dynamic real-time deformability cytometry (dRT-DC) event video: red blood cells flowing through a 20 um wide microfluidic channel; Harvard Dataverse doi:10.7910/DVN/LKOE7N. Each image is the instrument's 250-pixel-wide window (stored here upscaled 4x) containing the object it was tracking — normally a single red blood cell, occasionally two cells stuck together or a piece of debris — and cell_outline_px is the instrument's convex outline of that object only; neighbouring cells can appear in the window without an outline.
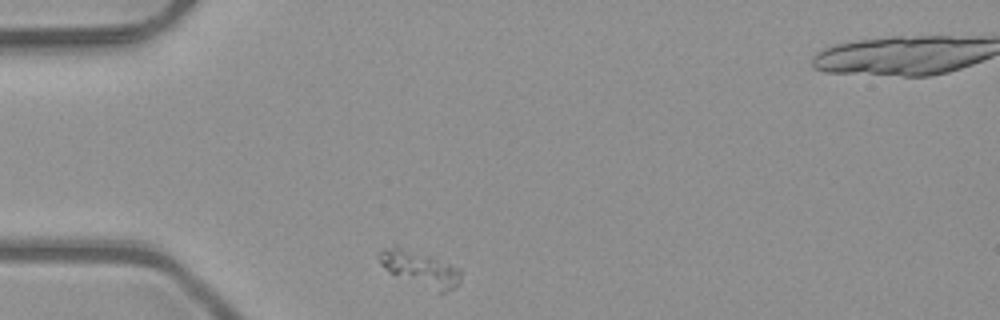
{"species": "common noctule bat (a hibernating species)", "species_latin": "Nyctalus noctula", "temperature_condition": "room temperature", "stored_images_in_passage": 3, "camera_frame_rate_fps": 3000, "um_per_image_px": 0.085, "animal": {"sex": "male", "body_mass_g": 23.1, "forearm_length_mm": 52.7}, "frame": {"image": 1, "passage_image": 1, "time_ms": 0.0, "image_size_px": [1000, 320], "cell_outline_px": [[460, 284], [444, 292], [440, 292], [396, 276], [388, 272], [380, 264], [376, 256], [376, 252], [380, 248], [396, 240], [460, 268]], "centroid_in_image_um": [35.56, 22.68], "position_along_channel_um": 49.4, "area_um2": 17.98}}
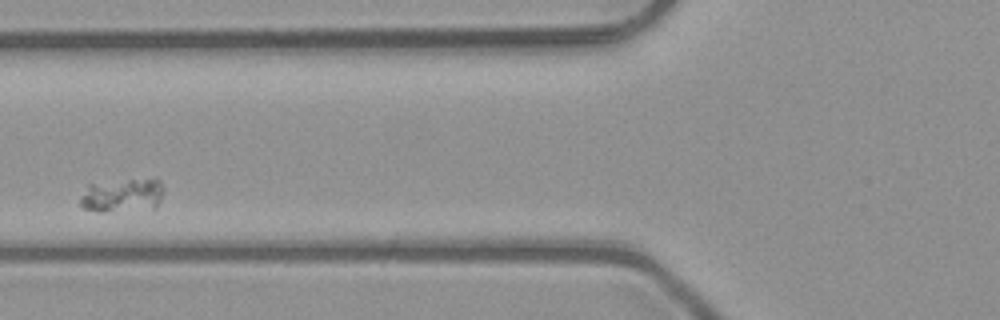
{"frame": {"image": 2, "passage_image": 3, "time_ms": 0.667, "image_size_px": [1000, 320], "cell_outline_px": [[164, 192], [156, 208], [104, 212], [96, 212], [84, 208], [80, 204], [80, 200], [88, 184], [156, 176], [160, 180], [164, 188]], "centroid_in_image_um": [10.47, 16.58], "position_along_channel_um": 115.3, "area_um2": 16.88}}